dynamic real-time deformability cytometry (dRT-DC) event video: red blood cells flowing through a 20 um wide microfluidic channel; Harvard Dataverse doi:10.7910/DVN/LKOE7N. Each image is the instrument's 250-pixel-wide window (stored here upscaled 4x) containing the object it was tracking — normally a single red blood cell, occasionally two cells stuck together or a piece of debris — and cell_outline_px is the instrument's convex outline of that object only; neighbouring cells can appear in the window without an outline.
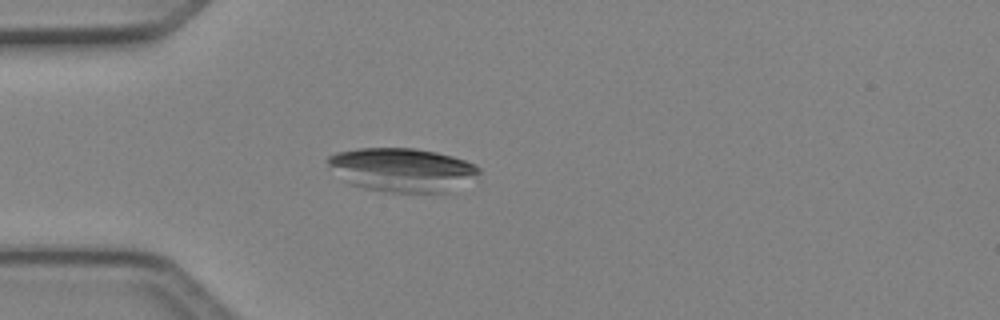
{"species": "Egyptian fruit bat (a non-hibernating species)", "species_latin": "Rousettus aegyptiacus", "temperature_condition": "cold", "stored_images_in_passage": 4, "camera_frame_rate_fps": 3000, "um_per_image_px": 0.085, "animal": {"sex": "female"}, "frame": {"image": 1, "passage_image": 4, "time_ms": 1.0, "image_size_px": [1000, 320], "cell_outline_px": [[480, 172], [448, 192], [388, 192], [364, 188], [352, 184], [344, 180], [328, 168], [324, 160], [328, 156], [336, 152], [360, 148], [416, 148], [436, 152], [452, 156], [476, 164], [480, 168]], "centroid_in_image_um": [34.1, 14.41], "position_along_channel_um": 50.9, "area_um2": 38.38}}